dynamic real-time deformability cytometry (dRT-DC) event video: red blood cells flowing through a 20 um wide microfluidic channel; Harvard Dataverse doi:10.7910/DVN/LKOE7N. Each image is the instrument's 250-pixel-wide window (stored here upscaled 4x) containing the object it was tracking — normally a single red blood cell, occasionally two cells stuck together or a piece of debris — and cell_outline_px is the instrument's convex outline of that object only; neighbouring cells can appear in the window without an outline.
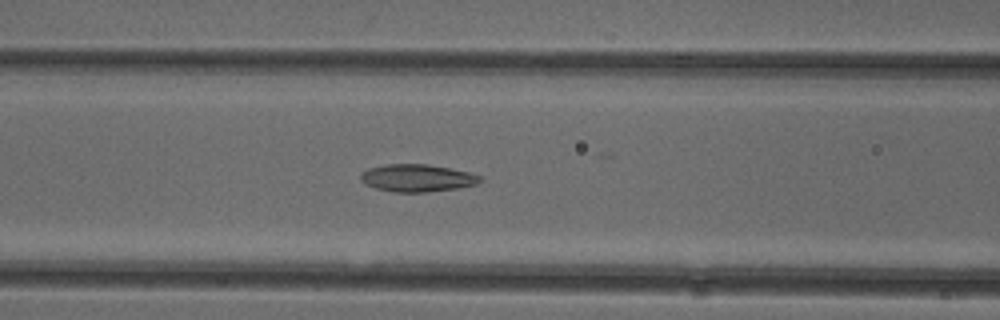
{"species": "common noctule bat (a hibernating species)", "species_latin": "Nyctalus noctula", "temperature_condition": "cold", "stored_images_in_passage": 47, "camera_frame_rate_fps": 3000, "um_per_image_px": 0.085, "animal": {"sex": "female"}, "frame": {"image": 1, "passage_image": 16, "time_ms": 5.0, "image_size_px": [1000, 320], "cell_outline_px": [[484, 180], [476, 184], [460, 188], [428, 192], [392, 192], [376, 188], [364, 184], [360, 180], [360, 176], [368, 168], [388, 164], [428, 164], [468, 172], [480, 176]], "centroid_in_image_um": [35.46, 15.14], "position_along_channel_um": 131.1, "area_um2": 19.13}}
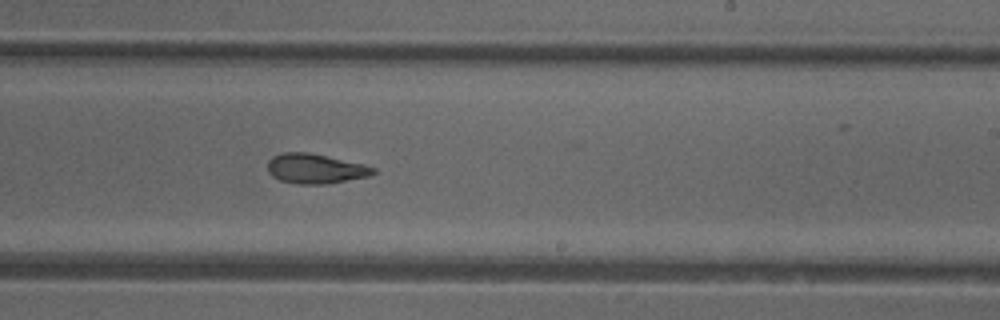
{"frame": {"image": 2, "passage_image": 26, "time_ms": 8.333, "image_size_px": [1000, 320], "cell_outline_px": [[376, 172], [368, 176], [328, 184], [300, 184], [280, 180], [272, 176], [268, 172], [268, 160], [272, 156], [284, 152], [308, 152], [364, 164], [376, 168]], "centroid_in_image_um": [26.8, 14.33], "position_along_channel_um": 262.2, "area_um2": 18.32}}
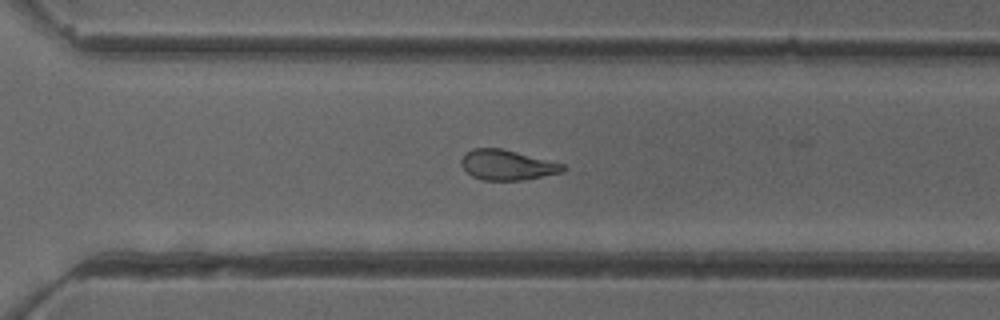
{"frame": {"image": 3, "passage_image": 31, "time_ms": 10.0, "image_size_px": [1000, 320], "cell_outline_px": [[568, 168], [564, 172], [524, 180], [480, 180], [472, 176], [460, 164], [460, 160], [464, 152], [472, 148], [500, 148], [564, 164]], "centroid_in_image_um": [43.1, 14.03], "position_along_channel_um": 327.5, "area_um2": 17.98}, "authors_computed_cell_mechanics": {"area_um2": 19.0162, "velocity_mm_per_s": 3.9393, "shape_relaxation_time_tau1_ms": 9.699, "shape_relaxation_time_tau2_ms": 3.5827, "deformation_change_tau1": 0.198, "deformation_change_tau2": 0.1214}}